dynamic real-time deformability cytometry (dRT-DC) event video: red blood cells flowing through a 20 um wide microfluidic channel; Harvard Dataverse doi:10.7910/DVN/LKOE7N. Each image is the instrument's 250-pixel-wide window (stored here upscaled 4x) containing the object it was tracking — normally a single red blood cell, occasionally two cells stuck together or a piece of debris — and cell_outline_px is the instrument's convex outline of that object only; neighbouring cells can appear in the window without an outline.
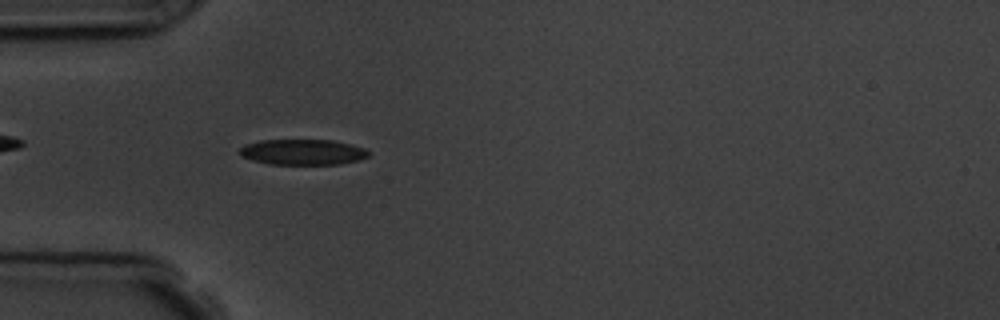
{"species": "common noctule bat (a hibernating species)", "species_latin": "Nyctalus noctula", "temperature_condition": "room temperature", "stored_images_in_passage": 5, "camera_frame_rate_fps": 3000, "um_per_image_px": 0.085, "animal": {"sex": "male", "body_mass_g": 19.5, "forearm_length_mm": 54.6}, "frame": {"image": 1, "passage_image": 5, "time_ms": 4.667, "image_size_px": [1000, 320], "cell_outline_px": [[372, 152], [368, 156], [356, 160], [340, 164], [268, 164], [252, 160], [240, 156], [240, 148], [244, 144], [260, 140], [332, 140], [364, 148]], "centroid_in_image_um": [25.7, 12.92], "position_along_channel_um": 59.3, "area_um2": 19.19}}